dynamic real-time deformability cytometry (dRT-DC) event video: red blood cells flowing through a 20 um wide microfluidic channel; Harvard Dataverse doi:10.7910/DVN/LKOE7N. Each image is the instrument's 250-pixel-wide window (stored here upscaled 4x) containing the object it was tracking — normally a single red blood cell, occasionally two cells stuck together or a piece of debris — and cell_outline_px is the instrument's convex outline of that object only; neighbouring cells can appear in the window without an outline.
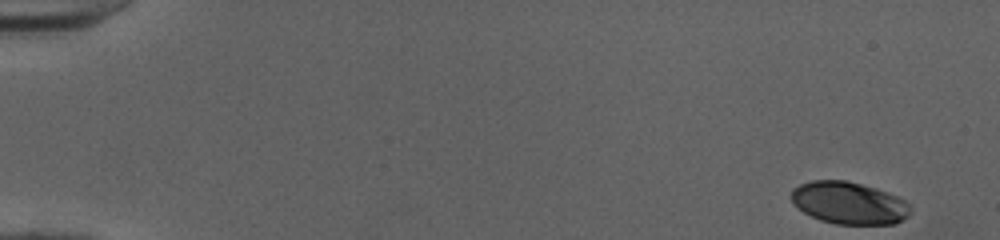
{"species": "human", "species_latin": "Homo sapiens", "temperature_condition": "cold", "stored_images_in_passage": 50, "camera_frame_rate_fps": 3000, "um_per_image_px": 0.085, "donor": {"sex": "female"}, "frame": {"image": 1, "passage_image": 1, "time_ms": 0.0, "image_size_px": [1000, 240], "cell_outline_px": [[912, 208], [908, 216], [896, 224], [836, 224], [820, 220], [804, 212], [792, 204], [792, 188], [800, 184], [812, 180], [848, 180], [876, 188], [896, 196], [904, 200]], "centroid_in_image_um": [72.16, 17.25], "position_along_channel_um": 12.8, "area_um2": 29.42}}
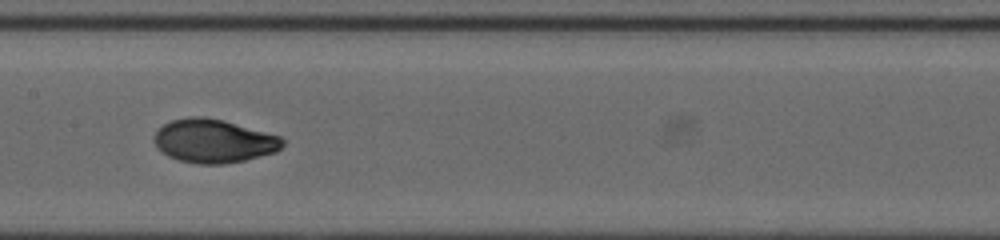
{"frame": {"image": 2, "passage_image": 26, "time_ms": 8.333, "image_size_px": [1000, 240], "cell_outline_px": [[284, 144], [276, 152], [244, 160], [224, 164], [200, 164], [180, 160], [168, 156], [156, 148], [152, 136], [164, 124], [172, 120], [188, 116], [204, 116], [224, 120], [280, 136], [284, 140]], "centroid_in_image_um": [18.14, 11.98], "position_along_channel_um": 189.3, "area_um2": 32.66}}
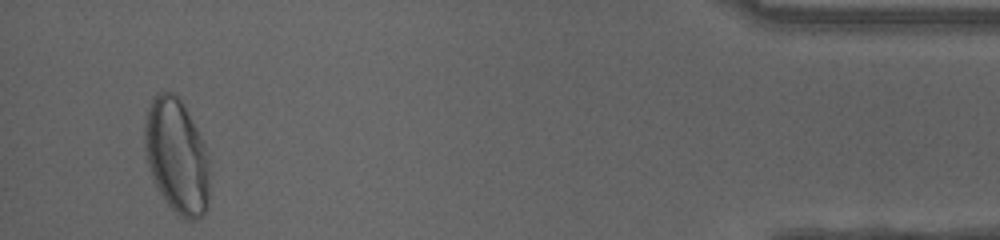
{"frame": {"image": 3, "passage_image": 48, "time_ms": 15.667, "image_size_px": [1000, 240], "cell_outline_px": [[208, 208], [196, 220], [188, 220], [180, 216], [168, 204], [160, 192], [152, 176], [144, 156], [144, 124], [148, 108], [156, 92], [172, 92], [184, 104], [208, 152]], "centroid_in_image_um": [15.0, 13.26], "position_along_channel_um": 420.2, "area_um2": 43.29}, "authors_computed_cell_mechanics": {"area_um2": 31.6166, "velocity_mm_per_s": 4.0288, "shape_relaxation_time_tau1_ms": 3.467, "shape_relaxation_time_tau2_ms": null, "deformation_change_tau1": 0.1839, "deformation_change_tau2": null}}